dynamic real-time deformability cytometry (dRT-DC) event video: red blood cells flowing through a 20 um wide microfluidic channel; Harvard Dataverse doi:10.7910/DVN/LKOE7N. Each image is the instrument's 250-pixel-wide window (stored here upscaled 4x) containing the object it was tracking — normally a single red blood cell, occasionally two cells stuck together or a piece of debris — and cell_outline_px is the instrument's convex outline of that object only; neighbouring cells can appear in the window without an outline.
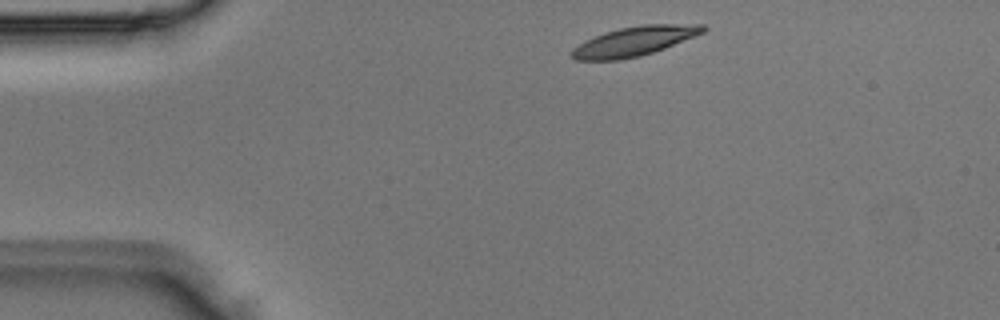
{"species": "Egyptian fruit bat (a non-hibernating species)", "species_latin": "Rousettus aegyptiacus", "temperature_condition": "room temperature", "stored_images_in_passage": 3, "camera_frame_rate_fps": 3000, "um_per_image_px": 0.085, "animal": {"sex": "male"}, "frame": {"image": 1, "passage_image": 1, "time_ms": 0.0, "image_size_px": [1000, 320], "cell_outline_px": [[708, 28], [704, 32], [664, 48], [640, 56], [620, 60], [576, 60], [572, 56], [572, 48], [584, 40], [604, 32], [620, 28], [640, 24], [704, 24]], "centroid_in_image_um": [53.91, 3.49], "position_along_channel_um": 31.1, "area_um2": 22.48}}
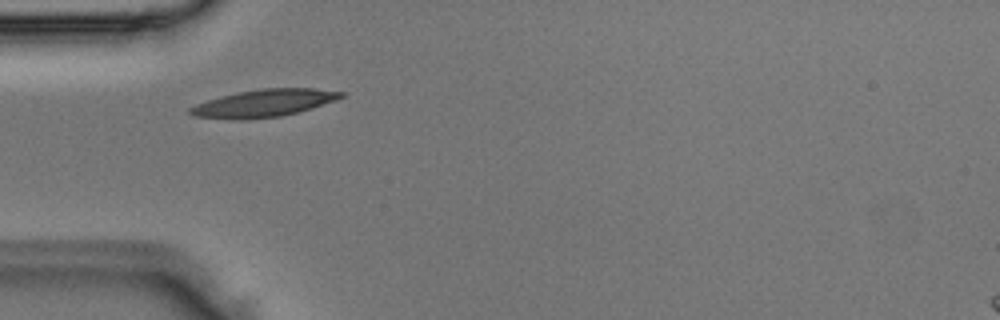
{"frame": {"image": 2, "passage_image": 2, "time_ms": 0.333, "image_size_px": [1000, 320], "cell_outline_px": [[344, 96], [336, 100], [300, 112], [280, 116], [240, 120], [196, 116], [188, 112], [188, 108], [196, 104], [208, 100], [236, 92], [260, 88], [316, 88], [344, 92]], "centroid_in_image_um": [22.45, 8.76], "position_along_channel_um": 62.5, "area_um2": 24.1}}
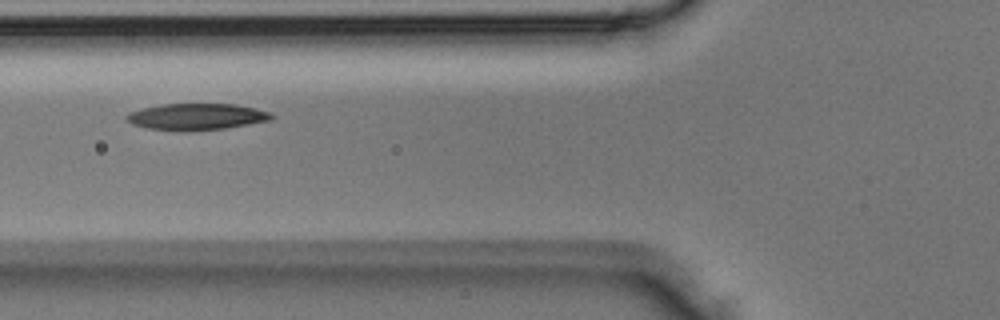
{"frame": {"image": 3, "passage_image": 3, "time_ms": 0.667, "image_size_px": [1000, 320], "cell_outline_px": [[276, 116], [272, 120], [224, 128], [188, 132], [180, 132], [148, 128], [132, 124], [124, 120], [124, 116], [128, 112], [144, 108], [164, 104], [236, 104], [256, 108], [272, 112]], "centroid_in_image_um": [16.71, 9.93], "position_along_channel_um": 109.1, "area_um2": 22.77}}